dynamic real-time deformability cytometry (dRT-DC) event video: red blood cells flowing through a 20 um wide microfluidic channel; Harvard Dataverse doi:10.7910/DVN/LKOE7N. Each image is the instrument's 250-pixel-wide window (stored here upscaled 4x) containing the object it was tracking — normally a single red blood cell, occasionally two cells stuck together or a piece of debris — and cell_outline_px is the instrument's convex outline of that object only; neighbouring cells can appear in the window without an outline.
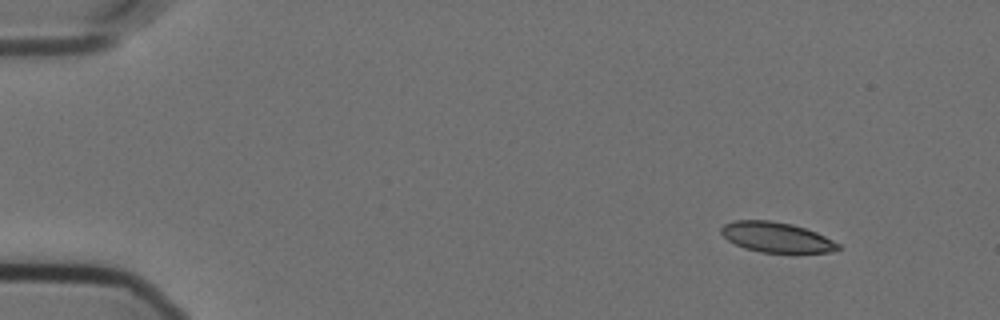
{"species": "Egyptian fruit bat (a non-hibernating species)", "species_latin": "Rousettus aegyptiacus", "temperature_condition": "cold", "stored_images_in_passage": 9, "camera_frame_rate_fps": 3000, "um_per_image_px": 0.085, "animal": {"sex": "female"}, "frame": {"image": 1, "passage_image": 1, "time_ms": 0.0, "image_size_px": [1000, 320], "cell_outline_px": [[840, 248], [832, 252], [760, 252], [744, 248], [728, 240], [720, 232], [720, 228], [724, 224], [732, 220], [772, 220], [792, 224], [816, 232], [840, 244]], "centroid_in_image_um": [65.96, 20.15], "position_along_channel_um": 19.0, "area_um2": 20.46}}